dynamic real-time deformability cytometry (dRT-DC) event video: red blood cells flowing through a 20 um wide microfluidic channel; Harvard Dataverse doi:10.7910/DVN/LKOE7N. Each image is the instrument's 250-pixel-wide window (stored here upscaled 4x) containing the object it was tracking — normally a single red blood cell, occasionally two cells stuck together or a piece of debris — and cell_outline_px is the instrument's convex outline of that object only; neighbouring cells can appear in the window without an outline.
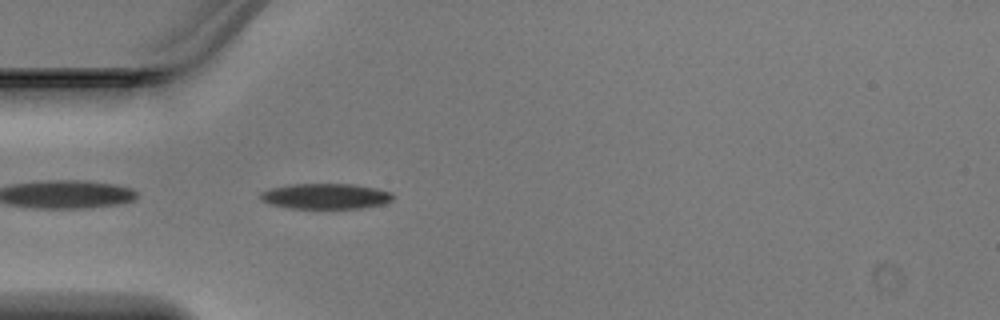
{"species": "Egyptian fruit bat (a non-hibernating species)", "species_latin": "Rousettus aegyptiacus", "temperature_condition": "warm", "stored_images_in_passage": 19, "camera_frame_rate_fps": 3000, "um_per_image_px": 0.085, "animal": {"sex": "male"}, "frame": {"image": 1, "passage_image": 1, "time_ms": 0.0, "image_size_px": [1000, 320], "cell_outline_px": [[392, 200], [384, 204], [360, 208], [288, 208], [272, 204], [260, 200], [260, 192], [272, 188], [288, 184], [352, 184], [376, 188], [392, 192]], "centroid_in_image_um": [27.67, 16.67], "position_along_channel_um": 57.3, "area_um2": 19.65}}
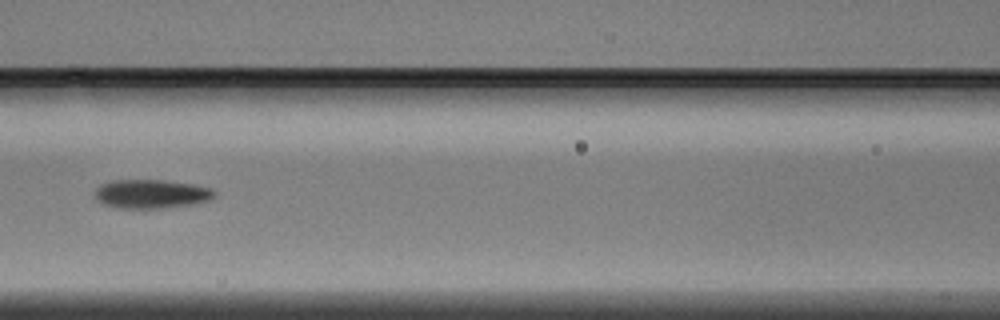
{"frame": {"image": 2, "passage_image": 8, "time_ms": 2.333, "image_size_px": [1000, 320], "cell_outline_px": [[216, 196], [208, 200], [192, 204], [164, 208], [120, 208], [104, 204], [96, 200], [96, 188], [100, 184], [112, 180], [164, 180], [192, 184], [212, 188], [216, 192]], "centroid_in_image_um": [12.87, 16.48], "position_along_channel_um": 153.7, "area_um2": 20.11}}
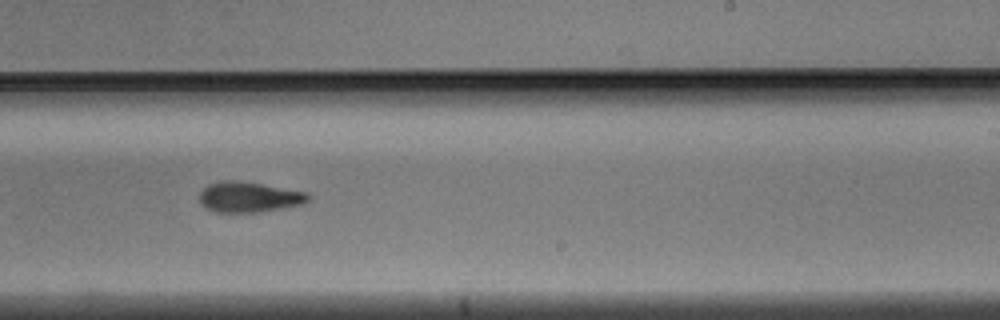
{"frame": {"image": 3, "passage_image": 16, "time_ms": 5.0, "image_size_px": [1000, 320], "cell_outline_px": [[312, 196], [304, 204], [260, 212], [216, 212], [208, 208], [200, 200], [200, 192], [208, 184], [220, 180], [236, 180], [308, 192]], "centroid_in_image_um": [21.2, 16.74], "position_along_channel_um": 267.8, "area_um2": 19.19}}